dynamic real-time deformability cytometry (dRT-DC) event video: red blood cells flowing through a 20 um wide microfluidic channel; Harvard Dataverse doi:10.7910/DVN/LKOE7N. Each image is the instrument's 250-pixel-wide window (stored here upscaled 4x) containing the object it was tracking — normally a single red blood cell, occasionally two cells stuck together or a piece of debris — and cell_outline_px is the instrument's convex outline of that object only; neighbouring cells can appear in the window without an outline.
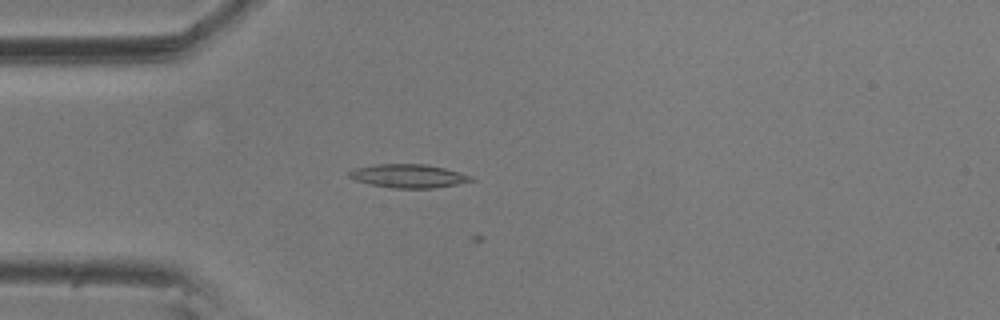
{"species": "common noctule bat (a hibernating species)", "species_latin": "Nyctalus noctula", "temperature_condition": "room temperature", "stored_images_in_passage": 6, "camera_frame_rate_fps": 3000, "um_per_image_px": 0.085, "animal": {"sex": "male", "body_mass_g": 20.5, "forearm_length_mm": 52.5}, "frame": {"image": 1, "passage_image": 4, "time_ms": 1.0, "image_size_px": [1000, 320], "cell_outline_px": [[476, 180], [456, 184], [432, 188], [392, 188], [368, 184], [356, 180], [348, 176], [348, 172], [356, 168], [376, 164], [428, 164], [444, 168], [472, 176]], "centroid_in_image_um": [34.71, 14.96], "position_along_channel_um": 50.3, "area_um2": 16.65}}